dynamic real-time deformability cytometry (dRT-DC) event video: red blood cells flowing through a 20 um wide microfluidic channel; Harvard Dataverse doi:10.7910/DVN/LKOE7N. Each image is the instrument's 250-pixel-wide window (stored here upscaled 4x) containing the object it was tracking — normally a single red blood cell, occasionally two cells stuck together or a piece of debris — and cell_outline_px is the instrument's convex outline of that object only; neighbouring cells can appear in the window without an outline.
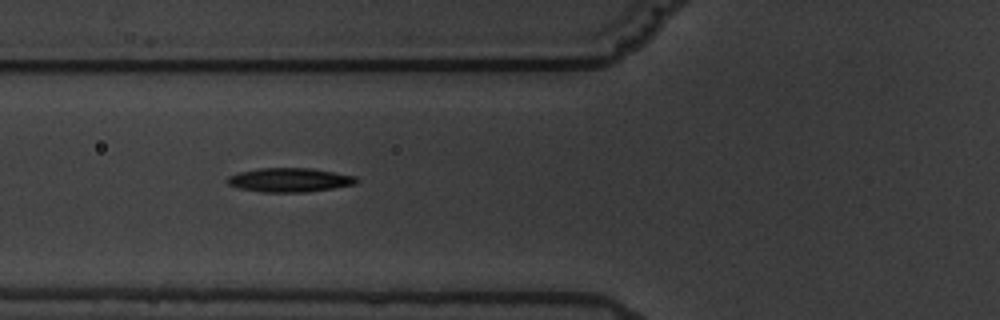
{"species": "common noctule bat (a hibernating species)", "species_latin": "Nyctalus noctula", "temperature_condition": "warm", "stored_images_in_passage": 4, "camera_frame_rate_fps": 3000, "um_per_image_px": 0.085, "animal": {"sex": "male", "body_mass_g": 19.5, "forearm_length_mm": 54.6}, "frame": {"image": 1, "passage_image": 2, "time_ms": 1.0, "image_size_px": [1000, 320], "cell_outline_px": [[360, 180], [356, 184], [332, 188], [304, 192], [260, 192], [240, 188], [228, 184], [228, 176], [240, 172], [260, 168], [312, 168], [356, 176]], "centroid_in_image_um": [24.65, 15.29], "position_along_channel_um": 101.1, "area_um2": 17.98}}
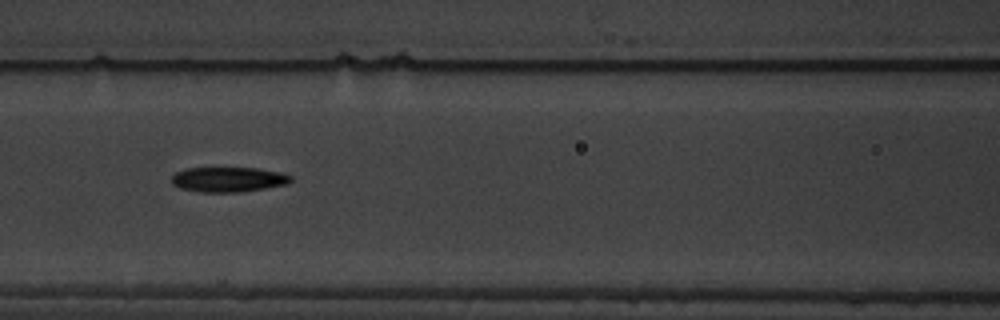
{"frame": {"image": 2, "passage_image": 3, "time_ms": 2.333, "image_size_px": [1000, 320], "cell_outline_px": [[292, 180], [288, 184], [240, 192], [200, 192], [180, 188], [172, 184], [172, 176], [176, 172], [188, 168], [256, 168], [284, 172], [292, 176]], "centroid_in_image_um": [19.44, 15.25], "position_along_channel_um": 147.2, "area_um2": 17.4}}
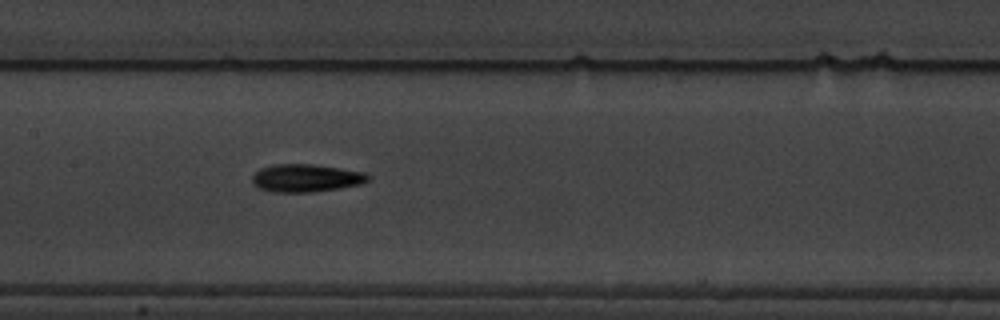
{"frame": {"image": 3, "passage_image": 4, "time_ms": 3.333, "image_size_px": [1000, 320], "cell_outline_px": [[368, 180], [360, 184], [312, 192], [276, 192], [260, 188], [252, 184], [252, 176], [260, 168], [272, 164], [312, 164], [340, 168], [364, 172], [368, 176]], "centroid_in_image_um": [25.96, 15.12], "position_along_channel_um": 181.4, "area_um2": 18.55}}